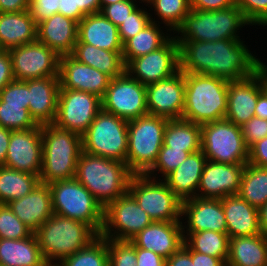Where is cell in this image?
Here are the masks:
<instances>
[{"mask_svg":"<svg viewBox=\"0 0 267 266\" xmlns=\"http://www.w3.org/2000/svg\"><path fill=\"white\" fill-rule=\"evenodd\" d=\"M226 266H267V235L230 238Z\"/></svg>","mask_w":267,"mask_h":266,"instance_id":"cell-32","label":"cell"},{"mask_svg":"<svg viewBox=\"0 0 267 266\" xmlns=\"http://www.w3.org/2000/svg\"><path fill=\"white\" fill-rule=\"evenodd\" d=\"M245 164H223L207 160L197 190V197L222 199L238 195Z\"/></svg>","mask_w":267,"mask_h":266,"instance_id":"cell-20","label":"cell"},{"mask_svg":"<svg viewBox=\"0 0 267 266\" xmlns=\"http://www.w3.org/2000/svg\"><path fill=\"white\" fill-rule=\"evenodd\" d=\"M37 40L59 56L72 53L78 40V22L60 13L37 24Z\"/></svg>","mask_w":267,"mask_h":266,"instance_id":"cell-26","label":"cell"},{"mask_svg":"<svg viewBox=\"0 0 267 266\" xmlns=\"http://www.w3.org/2000/svg\"><path fill=\"white\" fill-rule=\"evenodd\" d=\"M238 195L257 209L267 203V168L246 163Z\"/></svg>","mask_w":267,"mask_h":266,"instance_id":"cell-37","label":"cell"},{"mask_svg":"<svg viewBox=\"0 0 267 266\" xmlns=\"http://www.w3.org/2000/svg\"><path fill=\"white\" fill-rule=\"evenodd\" d=\"M42 166L39 180L50 184L75 178L83 151L82 136L52 124L41 125Z\"/></svg>","mask_w":267,"mask_h":266,"instance_id":"cell-3","label":"cell"},{"mask_svg":"<svg viewBox=\"0 0 267 266\" xmlns=\"http://www.w3.org/2000/svg\"><path fill=\"white\" fill-rule=\"evenodd\" d=\"M34 233L49 266H56L65 257L86 248L99 236L87 223L55 213Z\"/></svg>","mask_w":267,"mask_h":266,"instance_id":"cell-4","label":"cell"},{"mask_svg":"<svg viewBox=\"0 0 267 266\" xmlns=\"http://www.w3.org/2000/svg\"><path fill=\"white\" fill-rule=\"evenodd\" d=\"M70 55L77 61L108 75L111 79L125 72L122 52H113L83 42H76Z\"/></svg>","mask_w":267,"mask_h":266,"instance_id":"cell-33","label":"cell"},{"mask_svg":"<svg viewBox=\"0 0 267 266\" xmlns=\"http://www.w3.org/2000/svg\"><path fill=\"white\" fill-rule=\"evenodd\" d=\"M229 238L261 234L258 209L239 195H229L221 199Z\"/></svg>","mask_w":267,"mask_h":266,"instance_id":"cell-28","label":"cell"},{"mask_svg":"<svg viewBox=\"0 0 267 266\" xmlns=\"http://www.w3.org/2000/svg\"><path fill=\"white\" fill-rule=\"evenodd\" d=\"M254 115L267 120V95L264 92H261L258 96Z\"/></svg>","mask_w":267,"mask_h":266,"instance_id":"cell-61","label":"cell"},{"mask_svg":"<svg viewBox=\"0 0 267 266\" xmlns=\"http://www.w3.org/2000/svg\"><path fill=\"white\" fill-rule=\"evenodd\" d=\"M245 144L250 148L259 140L267 137V120L256 116L241 126Z\"/></svg>","mask_w":267,"mask_h":266,"instance_id":"cell-49","label":"cell"},{"mask_svg":"<svg viewBox=\"0 0 267 266\" xmlns=\"http://www.w3.org/2000/svg\"><path fill=\"white\" fill-rule=\"evenodd\" d=\"M59 13L72 19V1L59 0Z\"/></svg>","mask_w":267,"mask_h":266,"instance_id":"cell-63","label":"cell"},{"mask_svg":"<svg viewBox=\"0 0 267 266\" xmlns=\"http://www.w3.org/2000/svg\"><path fill=\"white\" fill-rule=\"evenodd\" d=\"M56 266H109L107 239L99 235L86 248L65 257Z\"/></svg>","mask_w":267,"mask_h":266,"instance_id":"cell-40","label":"cell"},{"mask_svg":"<svg viewBox=\"0 0 267 266\" xmlns=\"http://www.w3.org/2000/svg\"><path fill=\"white\" fill-rule=\"evenodd\" d=\"M102 109L127 121L149 114L146 105V85L126 71L110 80L102 98Z\"/></svg>","mask_w":267,"mask_h":266,"instance_id":"cell-13","label":"cell"},{"mask_svg":"<svg viewBox=\"0 0 267 266\" xmlns=\"http://www.w3.org/2000/svg\"><path fill=\"white\" fill-rule=\"evenodd\" d=\"M53 212L87 223L98 235L104 222V208L76 178L49 184Z\"/></svg>","mask_w":267,"mask_h":266,"instance_id":"cell-8","label":"cell"},{"mask_svg":"<svg viewBox=\"0 0 267 266\" xmlns=\"http://www.w3.org/2000/svg\"><path fill=\"white\" fill-rule=\"evenodd\" d=\"M258 217L261 233L267 235V203L258 209Z\"/></svg>","mask_w":267,"mask_h":266,"instance_id":"cell-62","label":"cell"},{"mask_svg":"<svg viewBox=\"0 0 267 266\" xmlns=\"http://www.w3.org/2000/svg\"><path fill=\"white\" fill-rule=\"evenodd\" d=\"M15 80L59 77L60 56L36 40L8 50Z\"/></svg>","mask_w":267,"mask_h":266,"instance_id":"cell-15","label":"cell"},{"mask_svg":"<svg viewBox=\"0 0 267 266\" xmlns=\"http://www.w3.org/2000/svg\"><path fill=\"white\" fill-rule=\"evenodd\" d=\"M97 48L123 52L118 27L101 12L84 16L78 23V40Z\"/></svg>","mask_w":267,"mask_h":266,"instance_id":"cell-27","label":"cell"},{"mask_svg":"<svg viewBox=\"0 0 267 266\" xmlns=\"http://www.w3.org/2000/svg\"><path fill=\"white\" fill-rule=\"evenodd\" d=\"M111 78L99 70L77 61L69 55L59 60L60 89L79 90L104 97Z\"/></svg>","mask_w":267,"mask_h":266,"instance_id":"cell-19","label":"cell"},{"mask_svg":"<svg viewBox=\"0 0 267 266\" xmlns=\"http://www.w3.org/2000/svg\"><path fill=\"white\" fill-rule=\"evenodd\" d=\"M242 40H177L180 71L237 81L255 73L258 58Z\"/></svg>","mask_w":267,"mask_h":266,"instance_id":"cell-1","label":"cell"},{"mask_svg":"<svg viewBox=\"0 0 267 266\" xmlns=\"http://www.w3.org/2000/svg\"><path fill=\"white\" fill-rule=\"evenodd\" d=\"M183 233L215 231L227 233V224L221 199L195 197L182 202ZM187 230H186V229ZM186 230V231H185Z\"/></svg>","mask_w":267,"mask_h":266,"instance_id":"cell-21","label":"cell"},{"mask_svg":"<svg viewBox=\"0 0 267 266\" xmlns=\"http://www.w3.org/2000/svg\"><path fill=\"white\" fill-rule=\"evenodd\" d=\"M133 175L126 163L82 151L75 178L105 208L110 202L128 193Z\"/></svg>","mask_w":267,"mask_h":266,"instance_id":"cell-2","label":"cell"},{"mask_svg":"<svg viewBox=\"0 0 267 266\" xmlns=\"http://www.w3.org/2000/svg\"><path fill=\"white\" fill-rule=\"evenodd\" d=\"M83 151L126 163L128 121L103 109L82 135Z\"/></svg>","mask_w":267,"mask_h":266,"instance_id":"cell-9","label":"cell"},{"mask_svg":"<svg viewBox=\"0 0 267 266\" xmlns=\"http://www.w3.org/2000/svg\"><path fill=\"white\" fill-rule=\"evenodd\" d=\"M248 163L267 168V137L259 140L249 148Z\"/></svg>","mask_w":267,"mask_h":266,"instance_id":"cell-53","label":"cell"},{"mask_svg":"<svg viewBox=\"0 0 267 266\" xmlns=\"http://www.w3.org/2000/svg\"><path fill=\"white\" fill-rule=\"evenodd\" d=\"M128 193L153 221L182 222V201L160 178L133 175Z\"/></svg>","mask_w":267,"mask_h":266,"instance_id":"cell-11","label":"cell"},{"mask_svg":"<svg viewBox=\"0 0 267 266\" xmlns=\"http://www.w3.org/2000/svg\"><path fill=\"white\" fill-rule=\"evenodd\" d=\"M166 266H195V251L184 245L166 259Z\"/></svg>","mask_w":267,"mask_h":266,"instance_id":"cell-52","label":"cell"},{"mask_svg":"<svg viewBox=\"0 0 267 266\" xmlns=\"http://www.w3.org/2000/svg\"><path fill=\"white\" fill-rule=\"evenodd\" d=\"M109 266H136V246L130 240L107 239Z\"/></svg>","mask_w":267,"mask_h":266,"instance_id":"cell-44","label":"cell"},{"mask_svg":"<svg viewBox=\"0 0 267 266\" xmlns=\"http://www.w3.org/2000/svg\"><path fill=\"white\" fill-rule=\"evenodd\" d=\"M190 152L186 150L172 149L171 147L162 145L158 153V157L153 167L145 174L146 176L158 180L157 173L161 175L163 180L168 174L174 171L185 159Z\"/></svg>","mask_w":267,"mask_h":266,"instance_id":"cell-42","label":"cell"},{"mask_svg":"<svg viewBox=\"0 0 267 266\" xmlns=\"http://www.w3.org/2000/svg\"><path fill=\"white\" fill-rule=\"evenodd\" d=\"M183 236L184 242L193 251L221 258L226 263L230 241L227 233L206 230L201 232L183 233Z\"/></svg>","mask_w":267,"mask_h":266,"instance_id":"cell-38","label":"cell"},{"mask_svg":"<svg viewBox=\"0 0 267 266\" xmlns=\"http://www.w3.org/2000/svg\"><path fill=\"white\" fill-rule=\"evenodd\" d=\"M153 220L129 194L110 202L104 208L101 237L115 240H131Z\"/></svg>","mask_w":267,"mask_h":266,"instance_id":"cell-12","label":"cell"},{"mask_svg":"<svg viewBox=\"0 0 267 266\" xmlns=\"http://www.w3.org/2000/svg\"><path fill=\"white\" fill-rule=\"evenodd\" d=\"M195 266H226V263L221 258L195 251Z\"/></svg>","mask_w":267,"mask_h":266,"instance_id":"cell-58","label":"cell"},{"mask_svg":"<svg viewBox=\"0 0 267 266\" xmlns=\"http://www.w3.org/2000/svg\"><path fill=\"white\" fill-rule=\"evenodd\" d=\"M0 266H49L33 232L24 239L0 238Z\"/></svg>","mask_w":267,"mask_h":266,"instance_id":"cell-31","label":"cell"},{"mask_svg":"<svg viewBox=\"0 0 267 266\" xmlns=\"http://www.w3.org/2000/svg\"><path fill=\"white\" fill-rule=\"evenodd\" d=\"M183 222L153 221L130 241L138 248L169 258L184 245Z\"/></svg>","mask_w":267,"mask_h":266,"instance_id":"cell-22","label":"cell"},{"mask_svg":"<svg viewBox=\"0 0 267 266\" xmlns=\"http://www.w3.org/2000/svg\"><path fill=\"white\" fill-rule=\"evenodd\" d=\"M15 80L12 72V62L8 51L0 50V90Z\"/></svg>","mask_w":267,"mask_h":266,"instance_id":"cell-56","label":"cell"},{"mask_svg":"<svg viewBox=\"0 0 267 266\" xmlns=\"http://www.w3.org/2000/svg\"><path fill=\"white\" fill-rule=\"evenodd\" d=\"M229 81L211 75L185 73L182 119L202 125L225 119Z\"/></svg>","mask_w":267,"mask_h":266,"instance_id":"cell-5","label":"cell"},{"mask_svg":"<svg viewBox=\"0 0 267 266\" xmlns=\"http://www.w3.org/2000/svg\"><path fill=\"white\" fill-rule=\"evenodd\" d=\"M201 150L209 161L248 163L249 148L244 142L242 128L227 119L201 125Z\"/></svg>","mask_w":267,"mask_h":266,"instance_id":"cell-10","label":"cell"},{"mask_svg":"<svg viewBox=\"0 0 267 266\" xmlns=\"http://www.w3.org/2000/svg\"><path fill=\"white\" fill-rule=\"evenodd\" d=\"M159 23L150 22L142 31L123 44L122 57L125 66L137 57L162 47L171 37L160 28ZM168 35V36H167Z\"/></svg>","mask_w":267,"mask_h":266,"instance_id":"cell-34","label":"cell"},{"mask_svg":"<svg viewBox=\"0 0 267 266\" xmlns=\"http://www.w3.org/2000/svg\"><path fill=\"white\" fill-rule=\"evenodd\" d=\"M32 233L7 204H0V238L20 240Z\"/></svg>","mask_w":267,"mask_h":266,"instance_id":"cell-43","label":"cell"},{"mask_svg":"<svg viewBox=\"0 0 267 266\" xmlns=\"http://www.w3.org/2000/svg\"><path fill=\"white\" fill-rule=\"evenodd\" d=\"M124 0H100V11L105 7L108 6L110 4H114L116 2H121Z\"/></svg>","mask_w":267,"mask_h":266,"instance_id":"cell-64","label":"cell"},{"mask_svg":"<svg viewBox=\"0 0 267 266\" xmlns=\"http://www.w3.org/2000/svg\"><path fill=\"white\" fill-rule=\"evenodd\" d=\"M145 6L154 9V14L157 15V19L160 21H155V18L150 15L151 22L164 24L167 32L171 31L174 33L180 25L183 23L185 17L190 13V1L189 0H148ZM153 7V8H152ZM156 12V13H155ZM170 30V31H169Z\"/></svg>","mask_w":267,"mask_h":266,"instance_id":"cell-39","label":"cell"},{"mask_svg":"<svg viewBox=\"0 0 267 266\" xmlns=\"http://www.w3.org/2000/svg\"><path fill=\"white\" fill-rule=\"evenodd\" d=\"M144 9L147 10V8L138 7L118 26L119 36L123 44L151 22V14Z\"/></svg>","mask_w":267,"mask_h":266,"instance_id":"cell-45","label":"cell"},{"mask_svg":"<svg viewBox=\"0 0 267 266\" xmlns=\"http://www.w3.org/2000/svg\"><path fill=\"white\" fill-rule=\"evenodd\" d=\"M0 101L7 104L24 105L28 109L29 89L24 81L13 80L0 90Z\"/></svg>","mask_w":267,"mask_h":266,"instance_id":"cell-47","label":"cell"},{"mask_svg":"<svg viewBox=\"0 0 267 266\" xmlns=\"http://www.w3.org/2000/svg\"><path fill=\"white\" fill-rule=\"evenodd\" d=\"M4 166L40 175L42 166L41 125L28 130L11 131Z\"/></svg>","mask_w":267,"mask_h":266,"instance_id":"cell-18","label":"cell"},{"mask_svg":"<svg viewBox=\"0 0 267 266\" xmlns=\"http://www.w3.org/2000/svg\"><path fill=\"white\" fill-rule=\"evenodd\" d=\"M28 8V0H0V13L20 12Z\"/></svg>","mask_w":267,"mask_h":266,"instance_id":"cell-57","label":"cell"},{"mask_svg":"<svg viewBox=\"0 0 267 266\" xmlns=\"http://www.w3.org/2000/svg\"><path fill=\"white\" fill-rule=\"evenodd\" d=\"M59 0H34L29 4L28 11L31 17L38 24L50 18L53 14L59 13Z\"/></svg>","mask_w":267,"mask_h":266,"instance_id":"cell-50","label":"cell"},{"mask_svg":"<svg viewBox=\"0 0 267 266\" xmlns=\"http://www.w3.org/2000/svg\"><path fill=\"white\" fill-rule=\"evenodd\" d=\"M71 1H72V19L78 23L84 16L100 12V0H71Z\"/></svg>","mask_w":267,"mask_h":266,"instance_id":"cell-51","label":"cell"},{"mask_svg":"<svg viewBox=\"0 0 267 266\" xmlns=\"http://www.w3.org/2000/svg\"><path fill=\"white\" fill-rule=\"evenodd\" d=\"M140 1H141V2H140ZM147 1H148V0H139L138 2H139V3H142V2H145V3H146Z\"/></svg>","mask_w":267,"mask_h":266,"instance_id":"cell-65","label":"cell"},{"mask_svg":"<svg viewBox=\"0 0 267 266\" xmlns=\"http://www.w3.org/2000/svg\"><path fill=\"white\" fill-rule=\"evenodd\" d=\"M146 105L150 115L181 119L185 106V73L146 85Z\"/></svg>","mask_w":267,"mask_h":266,"instance_id":"cell-17","label":"cell"},{"mask_svg":"<svg viewBox=\"0 0 267 266\" xmlns=\"http://www.w3.org/2000/svg\"><path fill=\"white\" fill-rule=\"evenodd\" d=\"M234 4L251 26H267V0H234Z\"/></svg>","mask_w":267,"mask_h":266,"instance_id":"cell-46","label":"cell"},{"mask_svg":"<svg viewBox=\"0 0 267 266\" xmlns=\"http://www.w3.org/2000/svg\"><path fill=\"white\" fill-rule=\"evenodd\" d=\"M102 110V99L95 94L60 89L54 125L83 135Z\"/></svg>","mask_w":267,"mask_h":266,"instance_id":"cell-14","label":"cell"},{"mask_svg":"<svg viewBox=\"0 0 267 266\" xmlns=\"http://www.w3.org/2000/svg\"><path fill=\"white\" fill-rule=\"evenodd\" d=\"M206 162L207 158L202 150L190 153L185 161L168 174L163 181L182 202L195 198Z\"/></svg>","mask_w":267,"mask_h":266,"instance_id":"cell-29","label":"cell"},{"mask_svg":"<svg viewBox=\"0 0 267 266\" xmlns=\"http://www.w3.org/2000/svg\"><path fill=\"white\" fill-rule=\"evenodd\" d=\"M39 182V175L0 166V204L26 196Z\"/></svg>","mask_w":267,"mask_h":266,"instance_id":"cell-36","label":"cell"},{"mask_svg":"<svg viewBox=\"0 0 267 266\" xmlns=\"http://www.w3.org/2000/svg\"><path fill=\"white\" fill-rule=\"evenodd\" d=\"M37 40V23L28 10L0 13V50L28 44Z\"/></svg>","mask_w":267,"mask_h":266,"instance_id":"cell-30","label":"cell"},{"mask_svg":"<svg viewBox=\"0 0 267 266\" xmlns=\"http://www.w3.org/2000/svg\"><path fill=\"white\" fill-rule=\"evenodd\" d=\"M261 92V84L255 74L241 80L230 81L225 119L240 127L244 125L255 116V107Z\"/></svg>","mask_w":267,"mask_h":266,"instance_id":"cell-23","label":"cell"},{"mask_svg":"<svg viewBox=\"0 0 267 266\" xmlns=\"http://www.w3.org/2000/svg\"><path fill=\"white\" fill-rule=\"evenodd\" d=\"M136 0H124L105 6L100 12L117 27L135 11L139 5Z\"/></svg>","mask_w":267,"mask_h":266,"instance_id":"cell-48","label":"cell"},{"mask_svg":"<svg viewBox=\"0 0 267 266\" xmlns=\"http://www.w3.org/2000/svg\"><path fill=\"white\" fill-rule=\"evenodd\" d=\"M245 25L250 26L240 9L234 4L227 9L215 11L191 9L174 33H178L175 36L176 40L208 42L222 39L241 40L239 30Z\"/></svg>","mask_w":267,"mask_h":266,"instance_id":"cell-6","label":"cell"},{"mask_svg":"<svg viewBox=\"0 0 267 266\" xmlns=\"http://www.w3.org/2000/svg\"><path fill=\"white\" fill-rule=\"evenodd\" d=\"M11 131L0 126V166L4 165L6 160Z\"/></svg>","mask_w":267,"mask_h":266,"instance_id":"cell-59","label":"cell"},{"mask_svg":"<svg viewBox=\"0 0 267 266\" xmlns=\"http://www.w3.org/2000/svg\"><path fill=\"white\" fill-rule=\"evenodd\" d=\"M194 10L215 11L227 9L234 5V0H189Z\"/></svg>","mask_w":267,"mask_h":266,"instance_id":"cell-55","label":"cell"},{"mask_svg":"<svg viewBox=\"0 0 267 266\" xmlns=\"http://www.w3.org/2000/svg\"><path fill=\"white\" fill-rule=\"evenodd\" d=\"M29 89L28 110L39 125L54 123L60 92L59 77H42L24 81Z\"/></svg>","mask_w":267,"mask_h":266,"instance_id":"cell-24","label":"cell"},{"mask_svg":"<svg viewBox=\"0 0 267 266\" xmlns=\"http://www.w3.org/2000/svg\"><path fill=\"white\" fill-rule=\"evenodd\" d=\"M38 124L24 105L7 104L0 101V126L12 131L28 130Z\"/></svg>","mask_w":267,"mask_h":266,"instance_id":"cell-41","label":"cell"},{"mask_svg":"<svg viewBox=\"0 0 267 266\" xmlns=\"http://www.w3.org/2000/svg\"><path fill=\"white\" fill-rule=\"evenodd\" d=\"M168 118L144 115L128 121L126 165L134 175H145L157 160Z\"/></svg>","mask_w":267,"mask_h":266,"instance_id":"cell-7","label":"cell"},{"mask_svg":"<svg viewBox=\"0 0 267 266\" xmlns=\"http://www.w3.org/2000/svg\"><path fill=\"white\" fill-rule=\"evenodd\" d=\"M261 84L262 92L267 95V65L259 59L256 65L255 73Z\"/></svg>","mask_w":267,"mask_h":266,"instance_id":"cell-60","label":"cell"},{"mask_svg":"<svg viewBox=\"0 0 267 266\" xmlns=\"http://www.w3.org/2000/svg\"><path fill=\"white\" fill-rule=\"evenodd\" d=\"M163 144L190 153L201 150V125L184 120L168 119Z\"/></svg>","mask_w":267,"mask_h":266,"instance_id":"cell-35","label":"cell"},{"mask_svg":"<svg viewBox=\"0 0 267 266\" xmlns=\"http://www.w3.org/2000/svg\"><path fill=\"white\" fill-rule=\"evenodd\" d=\"M179 70V44L175 35L162 47L132 59L125 66V71L144 85L169 78Z\"/></svg>","mask_w":267,"mask_h":266,"instance_id":"cell-16","label":"cell"},{"mask_svg":"<svg viewBox=\"0 0 267 266\" xmlns=\"http://www.w3.org/2000/svg\"><path fill=\"white\" fill-rule=\"evenodd\" d=\"M136 266H166V259L152 250L136 247Z\"/></svg>","mask_w":267,"mask_h":266,"instance_id":"cell-54","label":"cell"},{"mask_svg":"<svg viewBox=\"0 0 267 266\" xmlns=\"http://www.w3.org/2000/svg\"><path fill=\"white\" fill-rule=\"evenodd\" d=\"M7 205L32 232L54 214L49 184L41 182L29 194Z\"/></svg>","mask_w":267,"mask_h":266,"instance_id":"cell-25","label":"cell"}]
</instances>
